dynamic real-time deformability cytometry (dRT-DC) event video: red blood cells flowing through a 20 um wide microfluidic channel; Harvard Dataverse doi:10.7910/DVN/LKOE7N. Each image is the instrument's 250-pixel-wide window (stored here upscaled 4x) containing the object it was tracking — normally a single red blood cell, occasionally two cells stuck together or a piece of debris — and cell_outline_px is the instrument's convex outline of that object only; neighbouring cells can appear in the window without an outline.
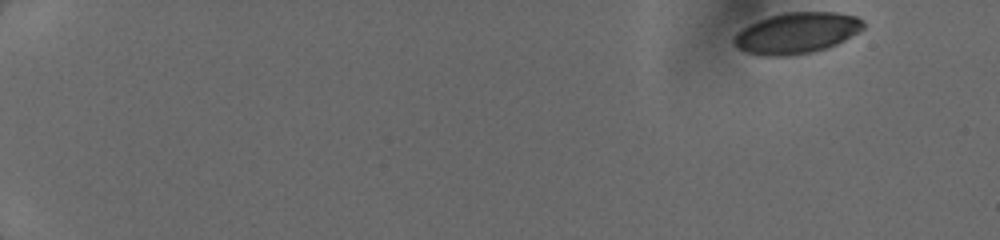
{"species": "human", "species_latin": "Homo sapiens", "temperature_condition": "cold", "stored_images_in_passage": 38, "camera_frame_rate_fps": 3000, "um_per_image_px": 0.085, "donor": {"sex": "female"}, "frame": {"image": 1, "passage_image": 1, "time_ms": 0.0, "image_size_px": [1000, 240], "cell_outline_px": [[864, 28], [844, 40], [828, 48], [812, 52], [784, 56], [760, 56], [748, 52], [740, 48], [732, 40], [732, 36], [736, 32], [748, 24], [784, 12], [836, 12], [856, 16], [864, 20]], "centroid_in_image_um": [67.72, 2.8], "position_along_channel_um": 17.3, "area_um2": 30.87}}
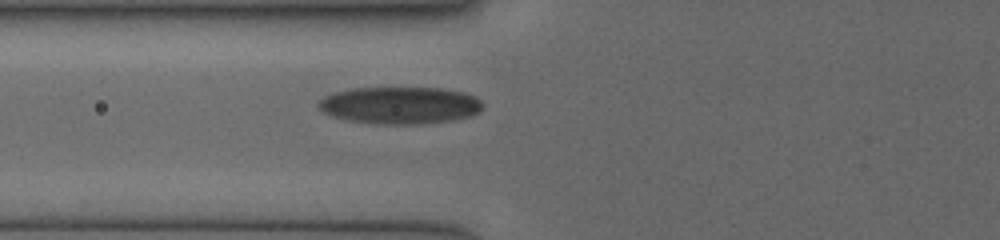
{"frame": {"image": 2, "passage_image": 33, "time_ms": 6.0, "image_size_px": [1000, 240], "cell_outline_px": [[484, 104], [480, 112], [472, 116], [452, 120], [408, 124], [376, 124], [348, 120], [332, 116], [320, 112], [316, 104], [324, 96], [336, 92], [352, 88], [444, 88], [464, 92], [476, 96]], "centroid_in_image_um": [34.0, 8.94], "position_along_channel_um": 91.8, "area_um2": 35.78}}
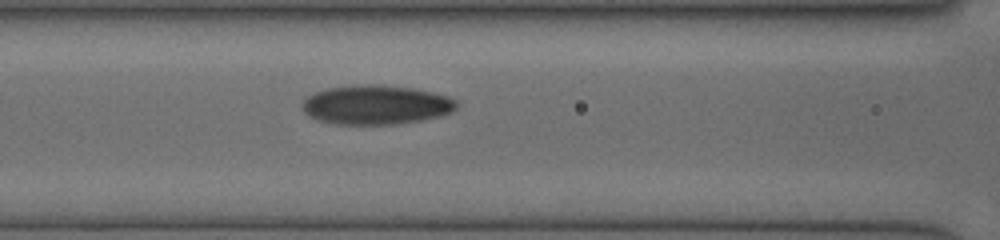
{"frame": {"image": 3, "passage_image": 38, "time_ms": 7.0, "image_size_px": [1000, 240], "cell_outline_px": [[456, 108], [452, 112], [440, 116], [420, 120], [396, 124], [332, 124], [316, 120], [308, 116], [304, 112], [300, 104], [308, 96], [324, 88], [364, 84], [380, 84], [412, 88], [432, 92], [448, 96], [456, 100]], "centroid_in_image_um": [31.92, 8.91], "position_along_channel_um": 134.7, "area_um2": 35.55}}